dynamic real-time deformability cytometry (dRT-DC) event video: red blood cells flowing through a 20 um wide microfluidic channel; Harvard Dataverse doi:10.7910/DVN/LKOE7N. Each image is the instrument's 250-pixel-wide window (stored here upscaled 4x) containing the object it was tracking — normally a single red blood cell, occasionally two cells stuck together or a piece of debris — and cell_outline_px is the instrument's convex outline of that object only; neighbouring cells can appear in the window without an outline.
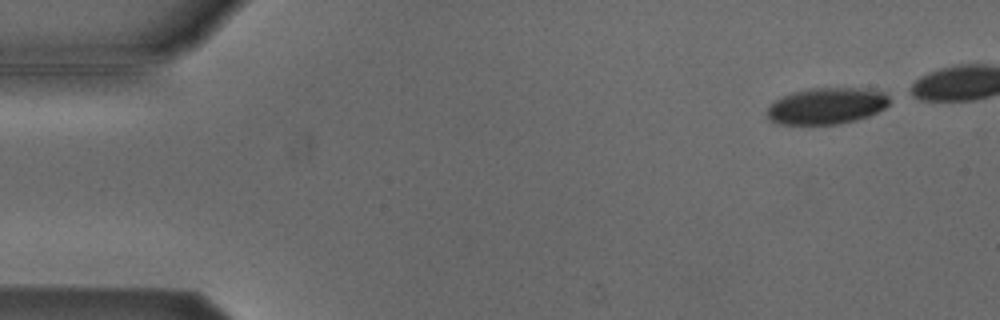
{"species": "Egyptian fruit bat (a non-hibernating species)", "species_latin": "Rousettus aegyptiacus", "temperature_condition": "cold", "stored_images_in_passage": 42, "camera_frame_rate_fps": 3000, "um_per_image_px": 0.085, "animal": {"sex": "male"}, "frame": {"image": 1, "passage_image": 2, "time_ms": 0.333, "image_size_px": [1000, 320], "cell_outline_px": [[888, 104], [884, 108], [868, 116], [856, 120], [840, 124], [780, 124], [768, 120], [768, 108], [776, 100], [792, 92], [808, 88], [860, 88], [884, 92], [888, 96]], "centroid_in_image_um": [70.26, 9.0], "position_along_channel_um": 14.7, "area_um2": 25.78}}
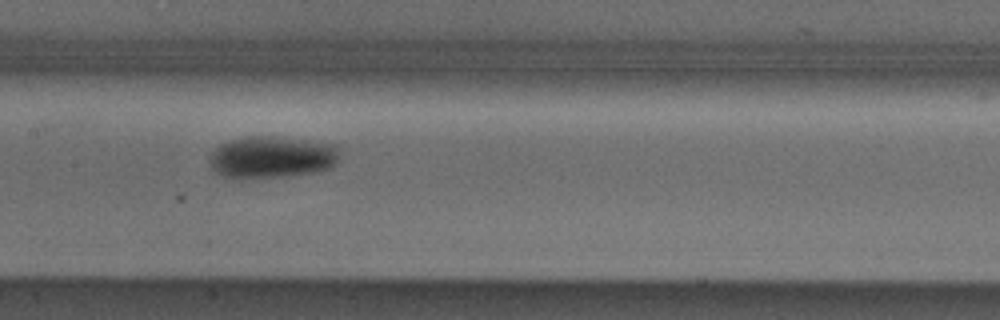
{"frame": {"image": 2, "passage_image": 24, "time_ms": 7.667, "image_size_px": [1000, 320], "cell_outline_px": [[336, 164], [320, 172], [292, 176], [224, 176], [216, 172], [212, 168], [208, 160], [212, 152], [220, 144], [228, 140], [248, 136], [272, 136], [336, 144]], "centroid_in_image_um": [23.1, 13.33], "position_along_channel_um": 184.3, "area_um2": 31.27}}
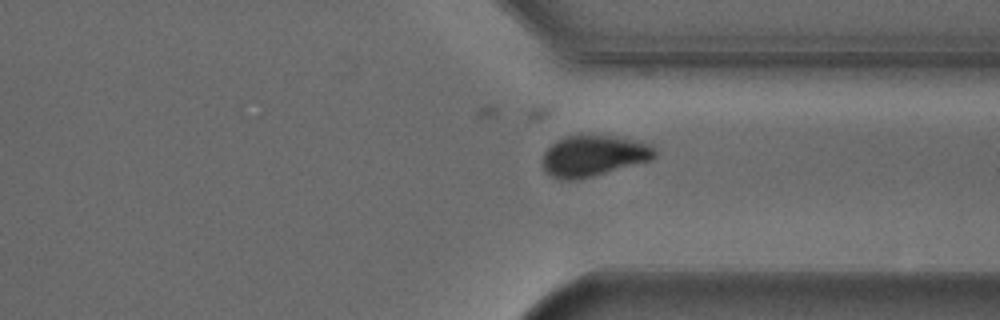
{"frame": {"image": 3, "passage_image": 38, "time_ms": 12.333, "image_size_px": [1000, 320], "cell_outline_px": [[656, 156], [652, 160], [592, 176], [576, 180], [560, 180], [544, 172], [540, 164], [544, 152], [556, 140], [580, 132], [592, 132], [616, 136], [652, 144], [656, 152]], "centroid_in_image_um": [50.41, 13.2], "position_along_channel_um": 361.0, "area_um2": 27.8}}